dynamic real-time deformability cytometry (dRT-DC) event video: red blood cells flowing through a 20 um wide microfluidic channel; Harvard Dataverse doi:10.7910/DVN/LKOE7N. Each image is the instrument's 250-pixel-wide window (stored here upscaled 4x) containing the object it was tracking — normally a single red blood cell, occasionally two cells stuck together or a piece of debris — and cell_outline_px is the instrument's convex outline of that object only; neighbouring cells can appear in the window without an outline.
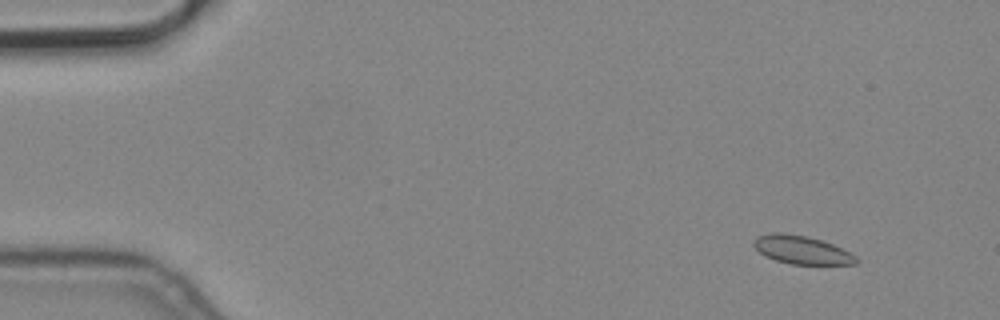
{"species": "common noctule bat (a hibernating species)", "species_latin": "Nyctalus noctula", "temperature_condition": "cold", "stored_images_in_passage": 9, "camera_frame_rate_fps": 3000, "um_per_image_px": 0.085, "animal": {"sex": "male", "body_mass_g": 19.2, "forearm_length_mm": 51.8}, "frame": {"image": 1, "passage_image": 2, "time_ms": 0.333, "image_size_px": [1000, 320], "cell_outline_px": [[860, 260], [856, 264], [792, 264], [776, 260], [764, 256], [752, 244], [752, 240], [756, 236], [772, 232], [780, 232], [808, 236], [832, 244], [856, 256]], "centroid_in_image_um": [68.1, 21.23], "position_along_channel_um": 16.9, "area_um2": 16.88}}
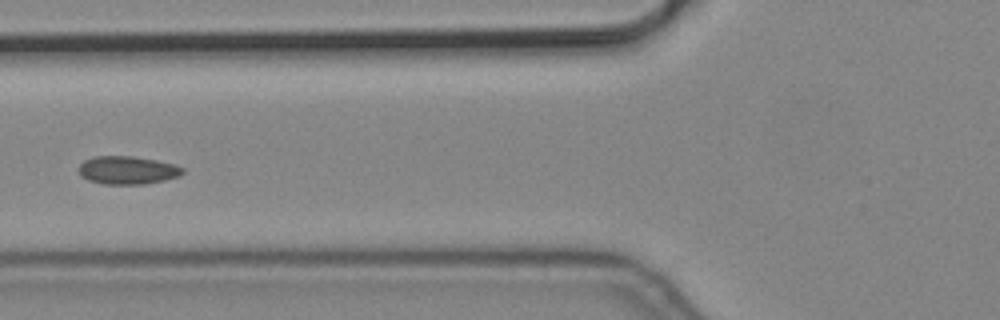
{"frame": {"image": 2, "passage_image": 7, "time_ms": 2.0, "image_size_px": [1000, 320], "cell_outline_px": [[184, 172], [180, 176], [164, 180], [144, 184], [104, 184], [88, 180], [80, 176], [80, 164], [84, 160], [92, 156], [132, 156], [156, 160], [172, 164], [184, 168]], "centroid_in_image_um": [10.82, 14.46], "position_along_channel_um": 115.0, "area_um2": 16.99}}
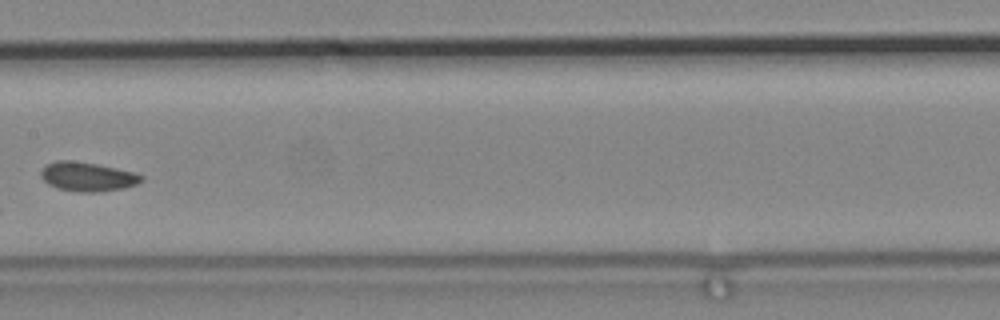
{"frame": {"image": 3, "passage_image": 9, "time_ms": 2.667, "image_size_px": [1000, 320], "cell_outline_px": [[144, 180], [136, 184], [124, 188], [100, 192], [76, 192], [56, 188], [48, 184], [40, 176], [40, 172], [48, 164], [56, 160], [72, 160], [96, 164], [116, 168], [132, 172], [144, 176]], "centroid_in_image_um": [7.43, 15.03], "position_along_channel_um": 200.0, "area_um2": 17.11}}